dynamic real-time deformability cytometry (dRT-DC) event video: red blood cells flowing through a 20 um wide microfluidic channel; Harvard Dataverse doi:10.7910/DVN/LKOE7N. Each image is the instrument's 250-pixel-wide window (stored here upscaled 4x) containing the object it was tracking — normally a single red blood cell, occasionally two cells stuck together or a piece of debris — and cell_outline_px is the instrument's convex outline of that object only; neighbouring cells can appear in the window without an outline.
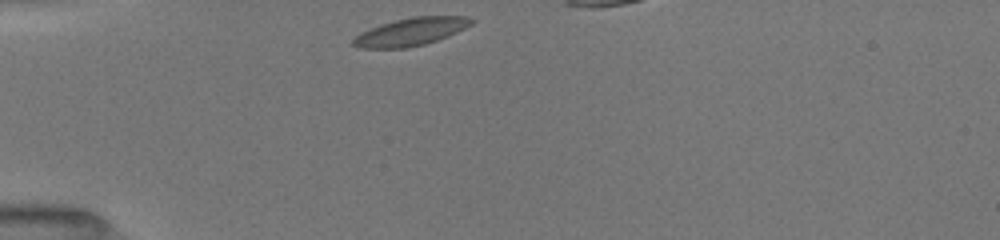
{"species": "common noctule bat (a hibernating species)", "species_latin": "Nyctalus noctula", "temperature_condition": "room temperature", "stored_images_in_passage": 31, "camera_frame_rate_fps": 3000, "um_per_image_px": 0.085, "animal": {"sex": "female", "body_mass_g": 19.5, "forearm_length_mm": 54.1}, "frame": {"image": 1, "passage_image": 1, "time_ms": 0.0, "image_size_px": [1000, 240], "cell_outline_px": [[476, 20], [472, 24], [448, 36], [424, 44], [404, 48], [360, 48], [352, 44], [352, 40], [360, 32], [368, 28], [380, 24], [412, 16], [468, 16]], "centroid_in_image_um": [34.91, 2.69], "position_along_channel_um": 50.1, "area_um2": 19.13}}
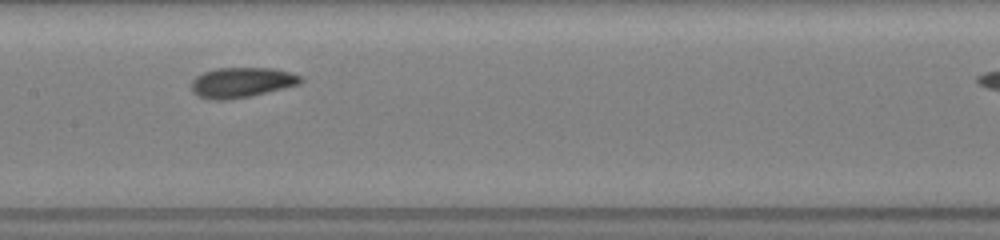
{"frame": {"image": 2, "passage_image": 13, "time_ms": 4.0, "image_size_px": [1000, 240], "cell_outline_px": [[304, 80], [300, 84], [248, 96], [228, 100], [212, 100], [196, 96], [192, 92], [192, 80], [196, 76], [204, 72], [216, 68], [272, 68], [292, 72], [300, 76]], "centroid_in_image_um": [20.52, 7.0], "position_along_channel_um": 186.9, "area_um2": 19.19}}
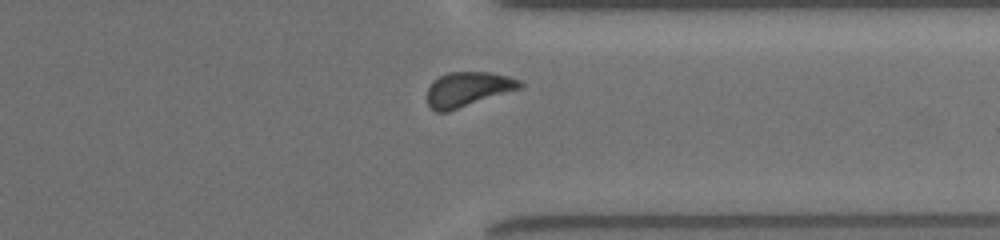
{"frame": {"image": 3, "passage_image": 27, "time_ms": 8.667, "image_size_px": [1000, 240], "cell_outline_px": [[524, 84], [520, 88], [448, 112], [436, 112], [428, 104], [428, 88], [440, 76], [448, 72], [492, 72], [508, 76], [520, 80]], "centroid_in_image_um": [39.78, 7.58], "position_along_channel_um": 371.6, "area_um2": 18.5}}